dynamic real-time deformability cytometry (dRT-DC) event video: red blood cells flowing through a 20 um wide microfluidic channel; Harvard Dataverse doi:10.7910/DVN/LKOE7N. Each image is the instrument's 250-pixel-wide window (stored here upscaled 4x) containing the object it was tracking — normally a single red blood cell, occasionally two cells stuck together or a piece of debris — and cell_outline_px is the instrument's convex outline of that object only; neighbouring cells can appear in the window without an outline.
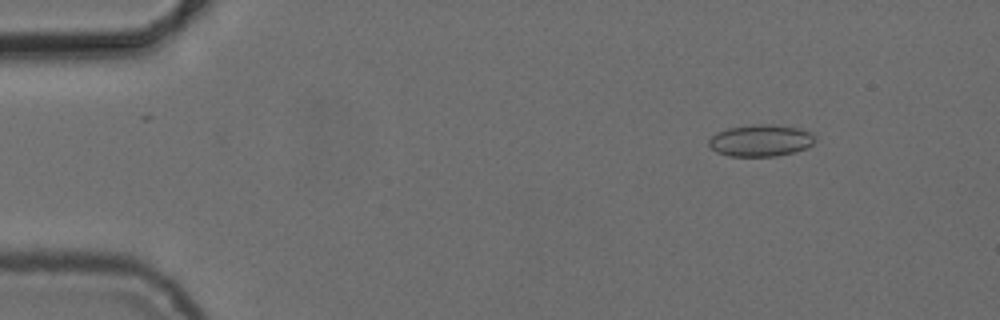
{"species": "common noctule bat (a hibernating species)", "species_latin": "Nyctalus noctula", "temperature_condition": "cold", "stored_images_in_passage": 4, "camera_frame_rate_fps": 3000, "um_per_image_px": 0.085, "animal": {"sex": "female", "body_mass_g": 24.6, "forearm_length_mm": 56.2}, "frame": {"image": 1, "passage_image": 2, "time_ms": 1.333, "image_size_px": [1000, 320], "cell_outline_px": [[816, 136], [812, 144], [808, 148], [796, 152], [776, 156], [728, 156], [716, 152], [708, 144], [708, 140], [716, 132], [728, 128], [760, 124], [772, 124], [796, 128], [816, 132]], "centroid_in_image_um": [64.69, 11.95], "position_along_channel_um": 20.3, "area_um2": 19.88}}
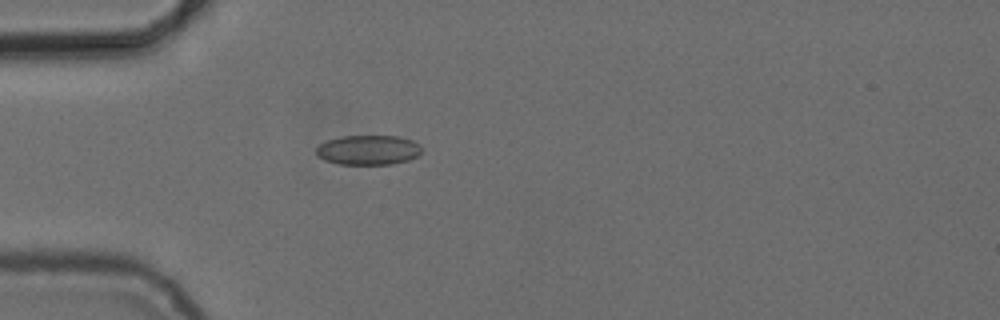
{"frame": {"image": 2, "passage_image": 4, "time_ms": 4.333, "image_size_px": [1000, 320], "cell_outline_px": [[424, 148], [416, 156], [408, 160], [392, 164], [336, 164], [324, 160], [316, 152], [316, 148], [320, 144], [328, 140], [340, 136], [400, 136], [412, 140], [420, 144]], "centroid_in_image_um": [31.33, 12.74], "position_along_channel_um": 53.7, "area_um2": 18.32}}